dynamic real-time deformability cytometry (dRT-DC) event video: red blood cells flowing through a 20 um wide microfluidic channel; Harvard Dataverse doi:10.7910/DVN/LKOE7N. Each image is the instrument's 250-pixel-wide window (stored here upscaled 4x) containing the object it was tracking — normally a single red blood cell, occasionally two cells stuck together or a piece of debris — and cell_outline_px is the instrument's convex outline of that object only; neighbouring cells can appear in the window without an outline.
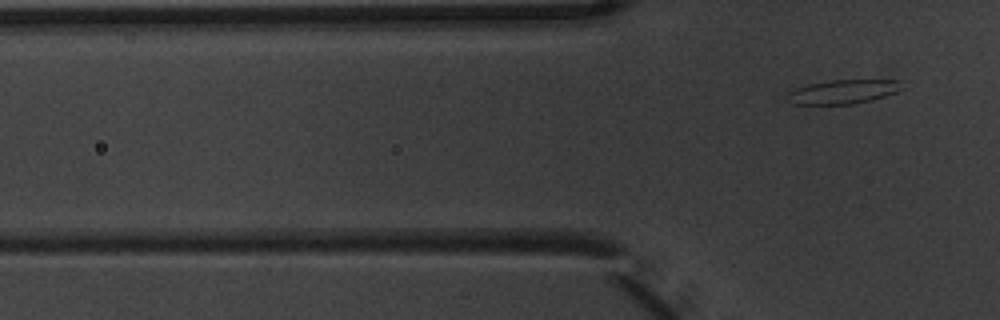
{"species": "common noctule bat (a hibernating species)", "species_latin": "Nyctalus noctula", "temperature_condition": "warm", "stored_images_in_passage": 8, "segment_of_instrument_passage": [2, 2], "camera_frame_rate_fps": 3000, "um_per_image_px": 0.085, "animal": {"sex": "male", "body_mass_g": 20.1, "forearm_length_mm": 53.5}, "frame": {"image": 1, "passage_image": 8, "time_ms": 2.333, "image_size_px": [1000, 320], "cell_outline_px": [[904, 88], [896, 92], [872, 100], [852, 104], [796, 104], [788, 92], [796, 88], [808, 84], [832, 80], [900, 80]], "centroid_in_image_um": [71.76, 7.78], "position_along_channel_um": 54.0, "area_um2": 15.72}}